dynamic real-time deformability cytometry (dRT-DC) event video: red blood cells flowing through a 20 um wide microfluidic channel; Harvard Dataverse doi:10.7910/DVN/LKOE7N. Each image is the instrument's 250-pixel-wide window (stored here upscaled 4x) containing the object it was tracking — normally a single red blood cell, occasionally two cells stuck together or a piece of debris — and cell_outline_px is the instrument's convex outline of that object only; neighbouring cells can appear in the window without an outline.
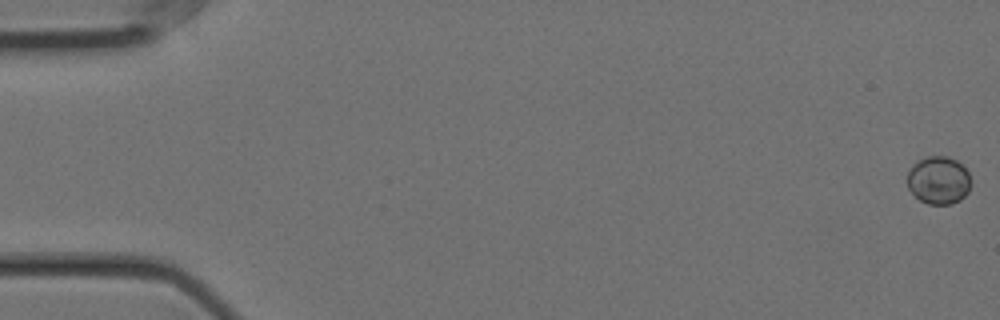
{"species": "Egyptian fruit bat (a non-hibernating species)", "species_latin": "Rousettus aegyptiacus", "temperature_condition": "cold", "stored_images_in_passage": 11, "camera_frame_rate_fps": 3000, "um_per_image_px": 0.085, "animal": {"sex": "female"}, "frame": {"image": 1, "passage_image": 1, "time_ms": 0.0, "image_size_px": [1000, 320], "cell_outline_px": [[972, 184], [968, 192], [960, 200], [952, 204], [928, 204], [920, 200], [908, 188], [908, 172], [912, 164], [928, 156], [948, 156], [956, 160], [968, 172], [972, 180]], "centroid_in_image_um": [79.81, 15.32], "position_along_channel_um": 5.2, "area_um2": 17.8}}